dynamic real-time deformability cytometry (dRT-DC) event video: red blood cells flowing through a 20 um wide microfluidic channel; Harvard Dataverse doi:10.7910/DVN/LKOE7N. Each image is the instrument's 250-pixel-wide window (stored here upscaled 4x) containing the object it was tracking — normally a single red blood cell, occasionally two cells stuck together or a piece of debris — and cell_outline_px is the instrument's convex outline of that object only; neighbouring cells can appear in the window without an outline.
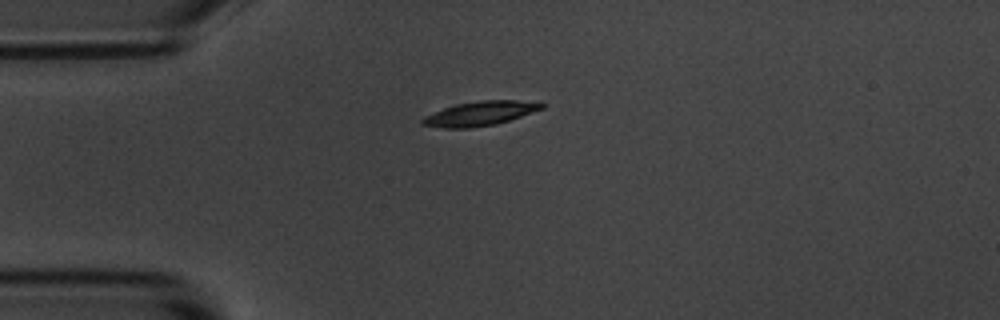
{"species": "common noctule bat (a hibernating species)", "species_latin": "Nyctalus noctula", "temperature_condition": "room temperature", "stored_images_in_passage": 5, "camera_frame_rate_fps": 3000, "um_per_image_px": 0.085, "animal": {"sex": "male", "body_mass_g": 20.1, "forearm_length_mm": 53.5}, "frame": {"image": 1, "passage_image": 1, "time_ms": 0.0, "image_size_px": [1000, 320], "cell_outline_px": [[544, 108], [496, 124], [468, 128], [444, 128], [420, 124], [420, 120], [424, 116], [432, 112], [456, 104], [480, 100], [540, 100], [544, 104]], "centroid_in_image_um": [40.82, 9.63], "position_along_channel_um": 44.2, "area_um2": 17.05}}
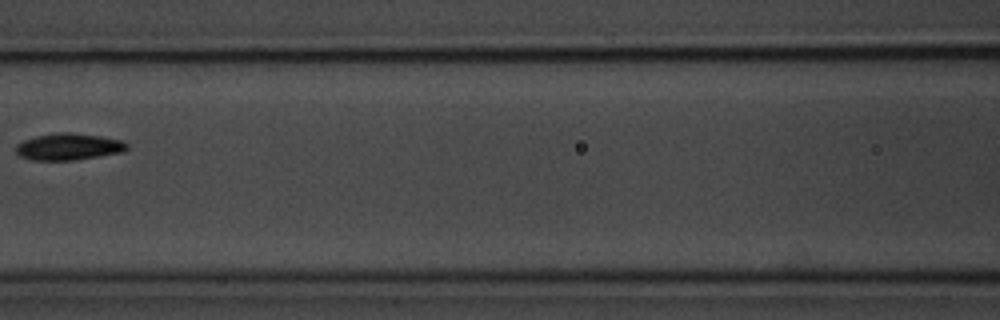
{"frame": {"image": 2, "passage_image": 4, "time_ms": 3.667, "image_size_px": [1000, 320], "cell_outline_px": [[128, 148], [124, 152], [76, 160], [32, 160], [20, 156], [16, 152], [16, 144], [24, 140], [36, 136], [56, 132], [72, 132], [100, 136], [124, 140], [128, 144]], "centroid_in_image_um": [5.86, 12.46], "position_along_channel_um": 160.7, "area_um2": 17.51}}
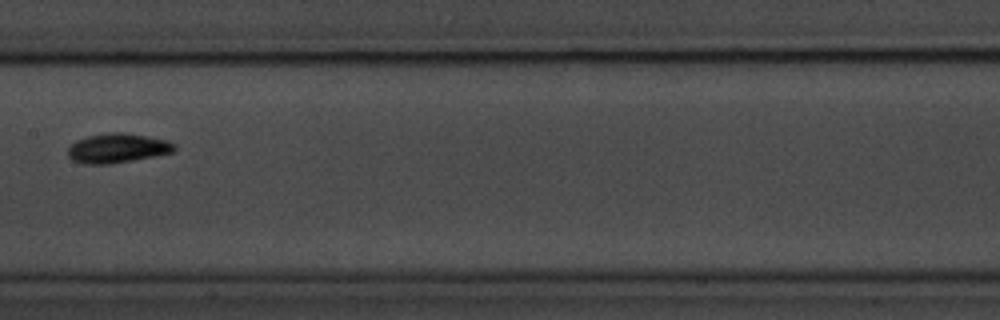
{"frame": {"image": 3, "passage_image": 5, "time_ms": 4.667, "image_size_px": [1000, 320], "cell_outline_px": [[176, 148], [172, 152], [112, 164], [84, 164], [72, 160], [68, 156], [68, 148], [76, 140], [88, 136], [108, 132], [124, 132], [148, 136], [168, 140], [176, 144]], "centroid_in_image_um": [9.97, 12.58], "position_along_channel_um": 197.4, "area_um2": 18.32}}